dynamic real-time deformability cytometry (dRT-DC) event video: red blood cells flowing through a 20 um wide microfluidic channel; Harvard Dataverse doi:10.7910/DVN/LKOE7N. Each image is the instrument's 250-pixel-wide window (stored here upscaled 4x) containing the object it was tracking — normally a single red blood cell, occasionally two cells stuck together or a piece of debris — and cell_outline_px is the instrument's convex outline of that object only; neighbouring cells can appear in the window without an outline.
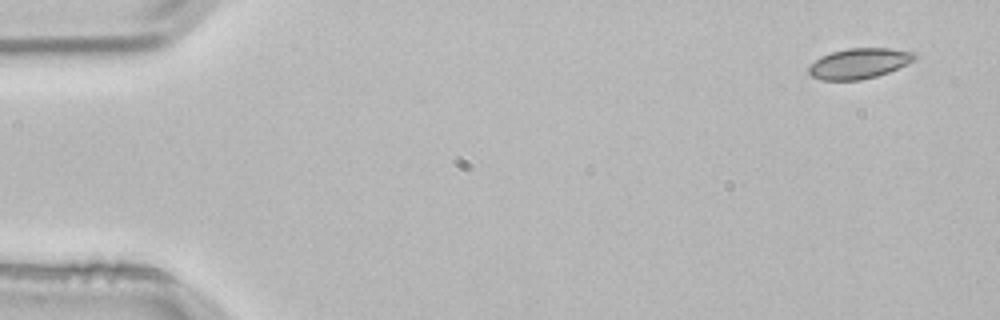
{"species": "common noctule bat (a hibernating species)", "species_latin": "Nyctalus noctula", "temperature_condition": "room temperature", "stored_images_in_passage": 3, "camera_frame_rate_fps": 3000, "um_per_image_px": 0.085, "animal": {"sex": "male", "body_mass_g": 21.5, "forearm_length_mm": 52.0}, "frame": {"image": 1, "passage_image": 1, "time_ms": 0.0, "image_size_px": [1000, 320], "cell_outline_px": [[920, 56], [916, 60], [908, 64], [888, 72], [876, 76], [860, 80], [820, 80], [812, 76], [808, 72], [808, 64], [820, 56], [832, 52], [848, 48], [892, 48], [916, 52]], "centroid_in_image_um": [73.05, 5.38], "position_along_channel_um": 11.9, "area_um2": 19.13}}
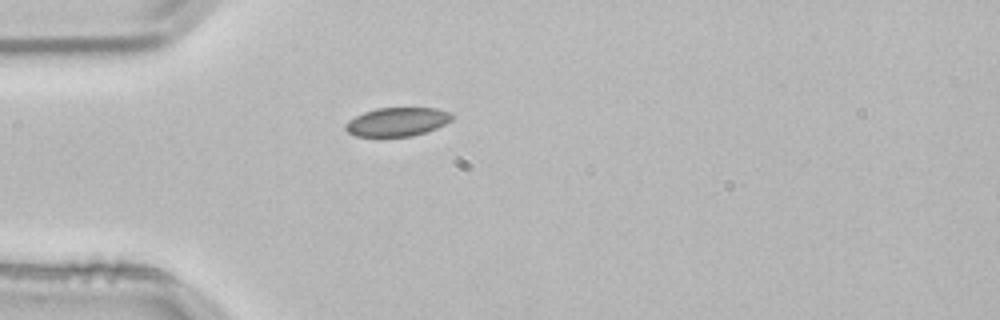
{"frame": {"image": 2, "passage_image": 3, "time_ms": 0.667, "image_size_px": [1000, 320], "cell_outline_px": [[456, 116], [452, 120], [436, 128], [412, 136], [356, 136], [348, 132], [344, 128], [344, 124], [348, 120], [364, 112], [376, 108], [436, 108], [452, 112]], "centroid_in_image_um": [33.78, 10.34], "position_along_channel_um": 51.2, "area_um2": 17.86}}